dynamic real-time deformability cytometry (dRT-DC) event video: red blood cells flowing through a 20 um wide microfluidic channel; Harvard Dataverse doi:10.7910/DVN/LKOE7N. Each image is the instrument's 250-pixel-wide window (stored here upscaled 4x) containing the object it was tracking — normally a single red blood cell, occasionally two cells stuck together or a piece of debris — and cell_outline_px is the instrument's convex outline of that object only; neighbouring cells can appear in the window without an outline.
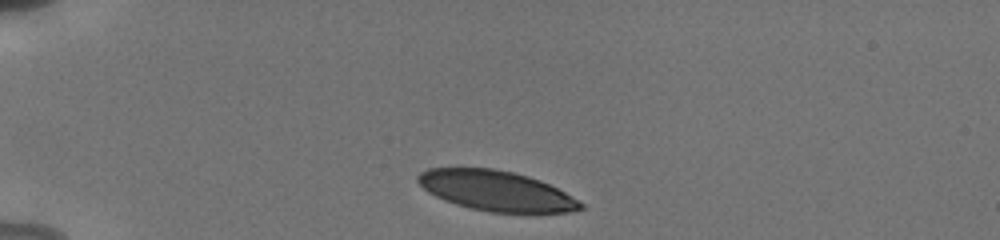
{"species": "human", "species_latin": "Homo sapiens", "temperature_condition": "cold", "stored_images_in_passage": 23, "camera_frame_rate_fps": 3000, "um_per_image_px": 0.085, "donor": {"sex": "male"}, "frame": {"image": 1, "passage_image": 1, "time_ms": 0.0, "image_size_px": [1000, 240], "cell_outline_px": [[584, 208], [568, 212], [492, 212], [472, 208], [456, 204], [444, 200], [428, 192], [416, 180], [416, 176], [420, 172], [428, 168], [492, 168], [512, 172], [528, 176], [540, 180], [564, 192], [584, 204]], "centroid_in_image_um": [42.14, 16.21], "position_along_channel_um": 42.9, "area_um2": 37.63}}
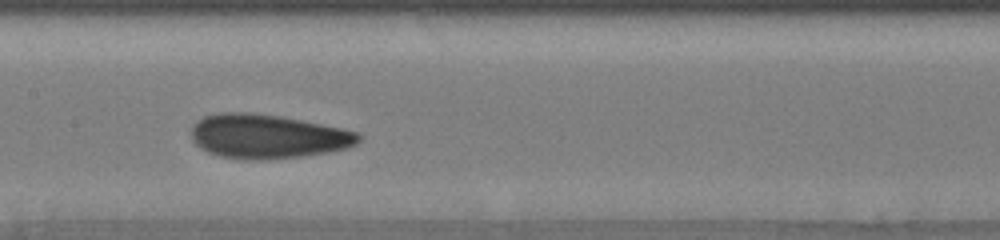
{"frame": {"image": 2, "passage_image": 9, "time_ms": 5.0, "image_size_px": [1000, 240], "cell_outline_px": [[364, 136], [356, 144], [344, 148], [328, 152], [300, 156], [260, 160], [248, 160], [220, 156], [208, 152], [200, 148], [192, 140], [192, 124], [196, 120], [204, 116], [216, 112], [248, 112], [280, 116], [344, 128], [360, 132]], "centroid_in_image_um": [22.73, 11.58], "position_along_channel_um": 184.7, "area_um2": 43.29}}
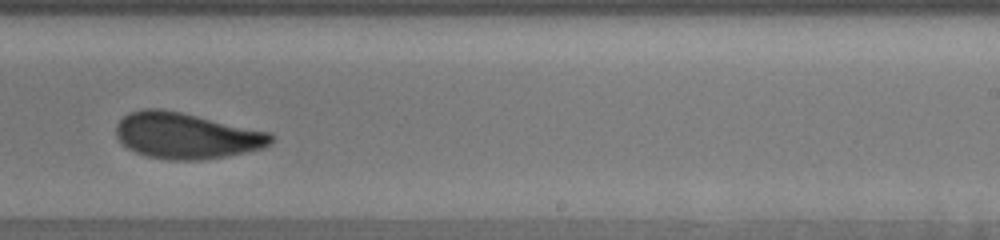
{"frame": {"image": 3, "passage_image": 15, "time_ms": 7.333, "image_size_px": [1000, 240], "cell_outline_px": [[276, 136], [272, 144], [264, 148], [224, 156], [200, 160], [168, 160], [148, 156], [136, 152], [128, 148], [116, 136], [116, 124], [128, 112], [144, 108], [160, 108], [180, 112], [272, 132]], "centroid_in_image_um": [15.87, 11.52], "position_along_channel_um": 273.1, "area_um2": 41.67}, "authors_computed_cell_mechanics": {"area_um2": 41.7316, "velocity_mm_per_s": 3.8102, "shape_relaxation_time_tau1_ms": 3.318, "shape_relaxation_time_tau2_ms": 1.1575, "deformation_change_tau1": 0.1087, "deformation_change_tau2": 0.0533}}